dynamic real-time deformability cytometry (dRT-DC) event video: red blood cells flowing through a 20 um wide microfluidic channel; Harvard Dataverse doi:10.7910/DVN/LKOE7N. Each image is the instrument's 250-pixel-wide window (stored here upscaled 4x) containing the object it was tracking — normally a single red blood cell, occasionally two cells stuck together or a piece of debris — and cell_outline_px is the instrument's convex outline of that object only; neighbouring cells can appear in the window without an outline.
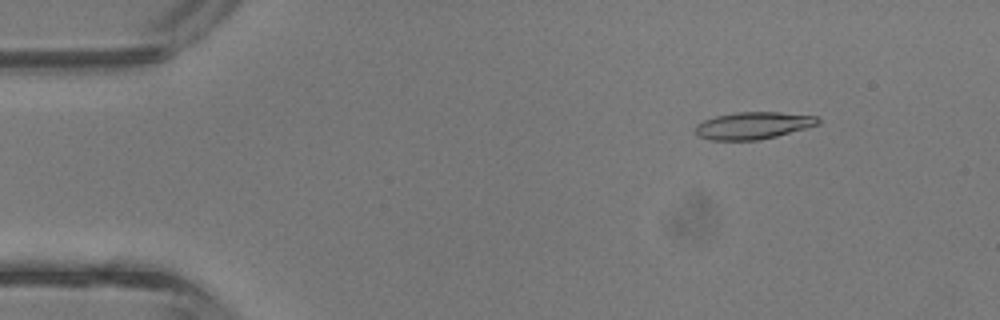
{"species": "common noctule bat (a hibernating species)", "species_latin": "Nyctalus noctula", "temperature_condition": "room temperature", "stored_images_in_passage": 42, "camera_frame_rate_fps": 3000, "um_per_image_px": 0.085, "animal": {"sex": "male", "body_mass_g": 13.3}, "frame": {"image": 1, "passage_image": 5, "time_ms": 1.333, "image_size_px": [1000, 320], "cell_outline_px": [[820, 124], [776, 136], [760, 140], [712, 140], [696, 136], [696, 124], [704, 120], [716, 116], [736, 112], [780, 112], [816, 116], [820, 120]], "centroid_in_image_um": [64.01, 10.67], "position_along_channel_um": 21.0, "area_um2": 19.36}}
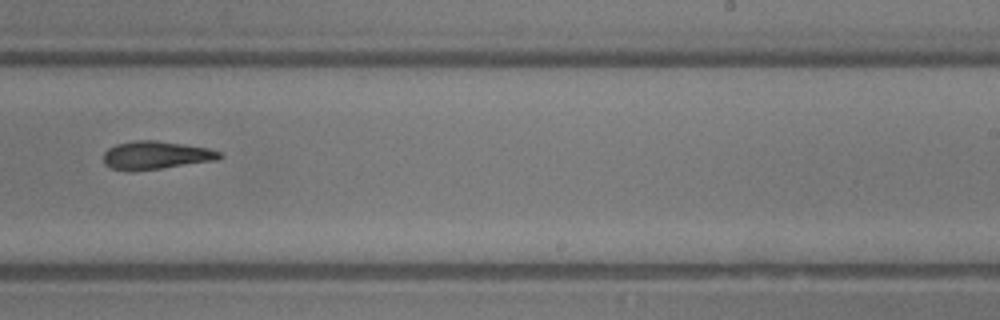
{"frame": {"image": 2, "passage_image": 26, "time_ms": 8.333, "image_size_px": [1000, 320], "cell_outline_px": [[224, 156], [220, 160], [160, 168], [112, 168], [104, 164], [104, 152], [108, 148], [116, 144], [136, 140], [156, 140], [208, 148], [220, 152]], "centroid_in_image_um": [13.33, 13.15], "position_along_channel_um": 275.7, "area_um2": 18.44}}
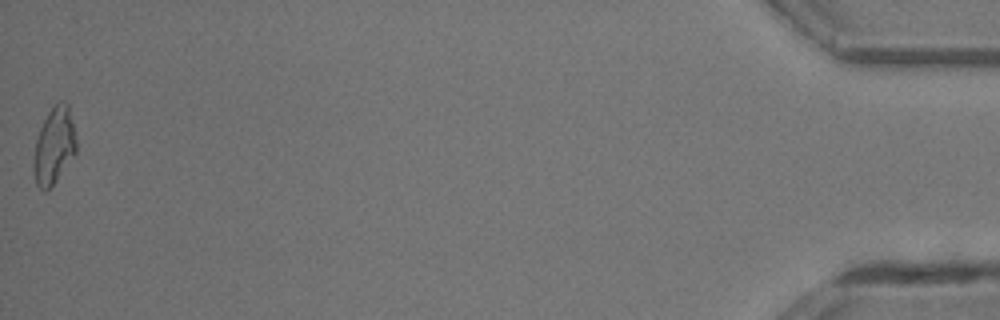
{"frame": {"image": 3, "passage_image": 42, "time_ms": 13.667, "image_size_px": [1000, 320], "cell_outline_px": [[76, 152], [56, 180], [44, 192], [36, 184], [32, 168], [32, 164], [36, 140], [40, 128], [48, 112], [60, 100], [64, 100], [68, 104], [76, 140]], "centroid_in_image_um": [4.57, 12.39], "position_along_channel_um": 430.6, "area_um2": 18.79}, "authors_computed_cell_mechanics": {"area_um2": 19.1029, "velocity_mm_per_s": 4.8395, "shape_relaxation_time_tau1_ms": 3.0963, "shape_relaxation_time_tau2_ms": null, "deformation_change_tau1": 0.1872, "deformation_change_tau2": null}}